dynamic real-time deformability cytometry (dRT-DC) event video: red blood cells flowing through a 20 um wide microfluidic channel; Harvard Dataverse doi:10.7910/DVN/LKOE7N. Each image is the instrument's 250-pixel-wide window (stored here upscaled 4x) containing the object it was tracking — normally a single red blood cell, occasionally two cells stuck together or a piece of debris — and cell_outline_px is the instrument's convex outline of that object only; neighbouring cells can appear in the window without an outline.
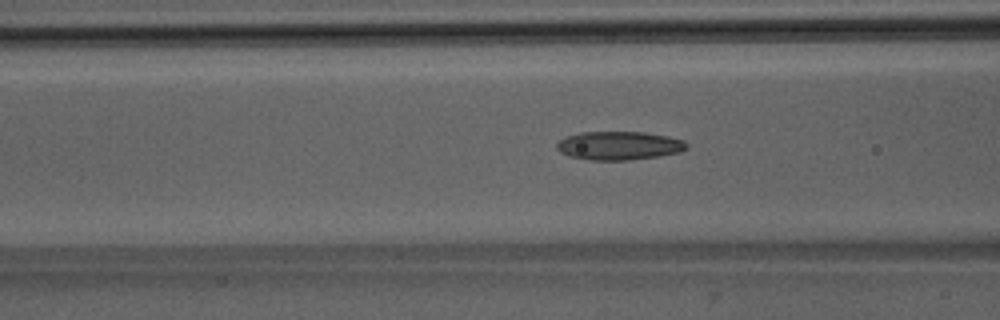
{"species": "Egyptian fruit bat (a non-hibernating species)", "species_latin": "Rousettus aegyptiacus", "temperature_condition": "room temperature", "stored_images_in_passage": 15, "camera_frame_rate_fps": 3000, "um_per_image_px": 0.085, "animal": {"sex": "male"}, "frame": {"image": 1, "passage_image": 10, "time_ms": 3.0, "image_size_px": [1000, 320], "cell_outline_px": [[688, 148], [680, 152], [660, 156], [628, 160], [592, 160], [568, 156], [560, 152], [556, 148], [556, 144], [560, 140], [568, 136], [580, 132], [644, 132], [668, 136], [684, 140], [688, 144]], "centroid_in_image_um": [52.64, 12.38], "position_along_channel_um": 114.0, "area_um2": 21.68}}